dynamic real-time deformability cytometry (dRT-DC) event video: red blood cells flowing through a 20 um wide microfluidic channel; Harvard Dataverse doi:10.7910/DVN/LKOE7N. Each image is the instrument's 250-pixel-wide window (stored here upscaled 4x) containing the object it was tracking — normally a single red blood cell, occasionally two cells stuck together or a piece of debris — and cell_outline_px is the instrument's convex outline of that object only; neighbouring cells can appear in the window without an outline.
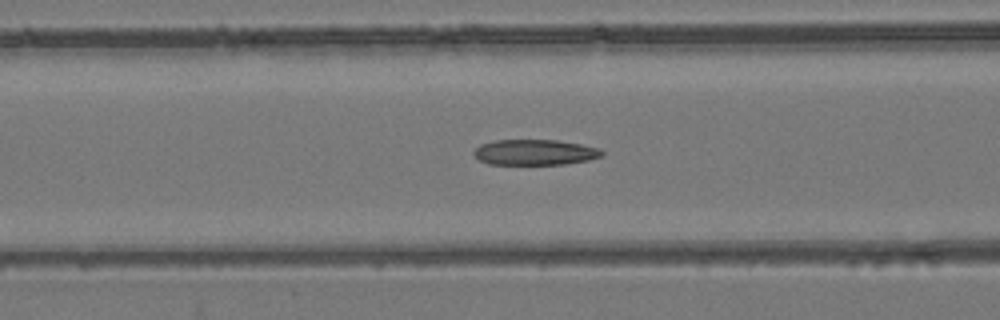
{"species": "common noctule bat (a hibernating species)", "species_latin": "Nyctalus noctula", "temperature_condition": "room temperature", "stored_images_in_passage": 56, "camera_frame_rate_fps": 3000, "um_per_image_px": 0.085, "animal": {"sex": "female", "body_mass_g": 24.6, "forearm_length_mm": 56.2}, "frame": {"image": 1, "passage_image": 23, "time_ms": 7.333, "image_size_px": [1000, 320], "cell_outline_px": [[604, 156], [588, 160], [564, 164], [488, 164], [480, 160], [472, 152], [480, 144], [496, 140], [556, 140], [580, 144], [600, 148], [604, 152]], "centroid_in_image_um": [45.48, 12.94], "position_along_channel_um": 121.1, "area_um2": 19.07}}
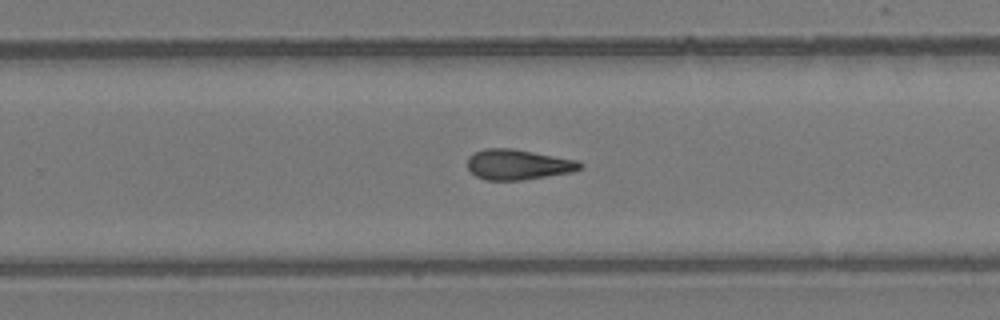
{"frame": {"image": 2, "passage_image": 36, "time_ms": 11.667, "image_size_px": [1000, 320], "cell_outline_px": [[584, 164], [580, 168], [572, 172], [520, 180], [488, 180], [476, 176], [468, 168], [468, 156], [472, 152], [484, 148], [512, 148], [580, 160]], "centroid_in_image_um": [44.04, 13.96], "position_along_channel_um": 285.8, "area_um2": 20.0}}
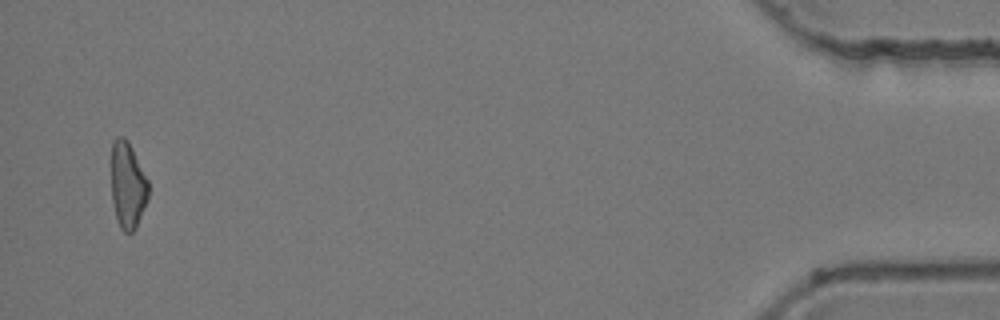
{"frame": {"image": 3, "passage_image": 54, "time_ms": 17.667, "image_size_px": [1000, 320], "cell_outline_px": [[148, 196], [136, 228], [132, 232], [124, 232], [120, 228], [116, 220], [112, 200], [112, 140], [116, 136], [124, 136], [128, 140], [148, 180]], "centroid_in_image_um": [10.84, 15.73], "position_along_channel_um": 424.4, "area_um2": 18.67}, "authors_computed_cell_mechanics": {"area_um2": 19.9988, "velocity_mm_per_s": 3.8086, "shape_relaxation_time_tau1_ms": null, "shape_relaxation_time_tau2_ms": 3.8642, "deformation_change_tau1": null, "deformation_change_tau2": 0.1311}}